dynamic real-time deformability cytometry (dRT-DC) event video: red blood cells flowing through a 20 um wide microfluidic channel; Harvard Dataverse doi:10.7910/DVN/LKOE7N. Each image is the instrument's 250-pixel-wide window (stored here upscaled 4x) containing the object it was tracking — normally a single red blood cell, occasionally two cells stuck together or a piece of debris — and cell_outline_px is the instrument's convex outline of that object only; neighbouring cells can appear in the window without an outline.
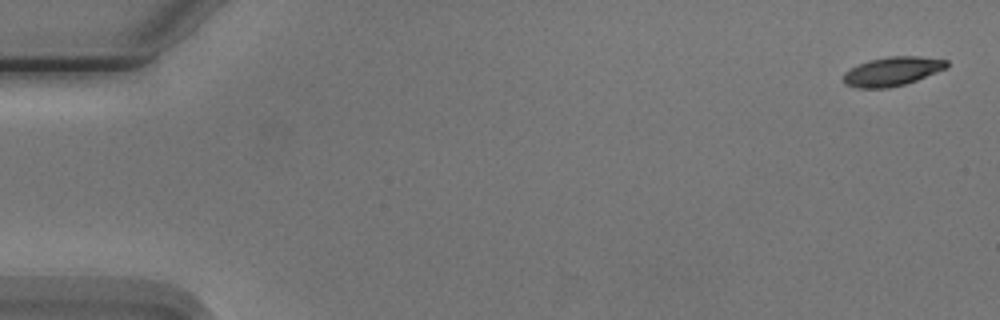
{"species": "Egyptian fruit bat (a non-hibernating species)", "species_latin": "Rousettus aegyptiacus", "temperature_condition": "cold", "stored_images_in_passage": 5, "camera_frame_rate_fps": 3000, "um_per_image_px": 0.085, "animal": {"sex": "male"}, "frame": {"image": 1, "passage_image": 1, "time_ms": 0.0, "image_size_px": [1000, 320], "cell_outline_px": [[948, 68], [916, 80], [904, 84], [888, 88], [856, 88], [844, 84], [844, 72], [868, 60], [888, 56], [920, 56], [948, 60]], "centroid_in_image_um": [75.86, 6.06], "position_along_channel_um": 9.1, "area_um2": 17.46}}
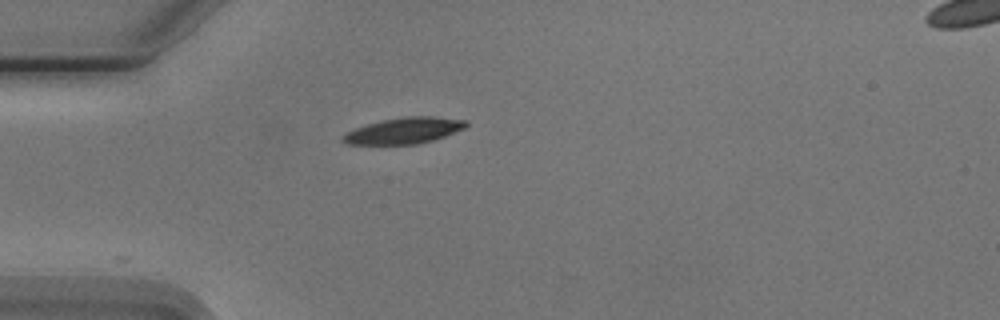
{"frame": {"image": 2, "passage_image": 5, "time_ms": 4.667, "image_size_px": [1000, 320], "cell_outline_px": [[468, 124], [464, 128], [444, 136], [432, 140], [416, 144], [348, 144], [340, 140], [340, 136], [356, 128], [368, 124], [384, 120], [404, 116], [432, 116], [468, 120]], "centroid_in_image_um": [34.35, 11.1], "position_along_channel_um": 50.7, "area_um2": 18.55}}